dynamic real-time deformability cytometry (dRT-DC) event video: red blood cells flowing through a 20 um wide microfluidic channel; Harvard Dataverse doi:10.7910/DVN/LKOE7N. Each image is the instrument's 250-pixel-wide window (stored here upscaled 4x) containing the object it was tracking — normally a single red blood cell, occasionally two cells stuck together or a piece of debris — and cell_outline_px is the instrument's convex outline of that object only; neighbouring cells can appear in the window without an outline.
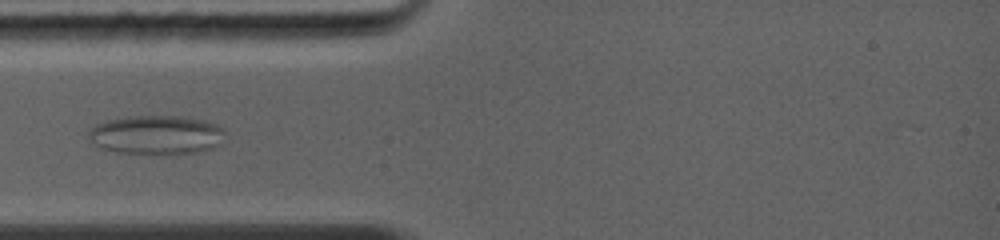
{"species": "common noctule bat (a hibernating species)", "species_latin": "Nyctalus noctula", "temperature_condition": "warm", "stored_images_in_passage": 7, "camera_frame_rate_fps": 5000, "um_per_image_px": 0.085, "animal": {"sex": "female", "body_mass_g": 19.0, "forearm_length_mm": 56.7}, "frame": {"image": 1, "passage_image": 5, "time_ms": 2.6, "image_size_px": [1000, 240], "cell_outline_px": [[224, 132], [220, 144], [212, 148], [196, 152], [168, 156], [116, 152], [92, 144], [88, 136], [88, 132], [96, 124], [108, 120], [128, 116], [184, 116], [204, 120], [216, 124], [224, 128]], "centroid_in_image_um": [13.3, 11.48], "position_along_channel_um": 71.7, "area_um2": 31.62}}
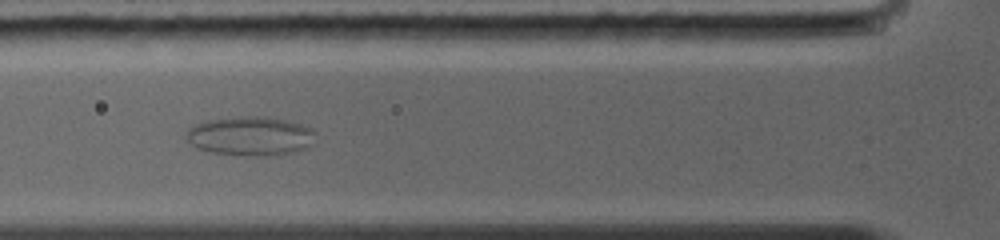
{"frame": {"image": 2, "passage_image": 6, "time_ms": 3.4, "image_size_px": [1000, 240], "cell_outline_px": [[316, 132], [308, 144], [304, 148], [296, 152], [276, 156], [244, 156], [212, 152], [196, 148], [184, 136], [188, 128], [196, 124], [208, 120], [240, 116], [268, 116], [300, 124], [312, 128]], "centroid_in_image_um": [21.25, 11.57], "position_along_channel_um": 104.5, "area_um2": 29.59}}